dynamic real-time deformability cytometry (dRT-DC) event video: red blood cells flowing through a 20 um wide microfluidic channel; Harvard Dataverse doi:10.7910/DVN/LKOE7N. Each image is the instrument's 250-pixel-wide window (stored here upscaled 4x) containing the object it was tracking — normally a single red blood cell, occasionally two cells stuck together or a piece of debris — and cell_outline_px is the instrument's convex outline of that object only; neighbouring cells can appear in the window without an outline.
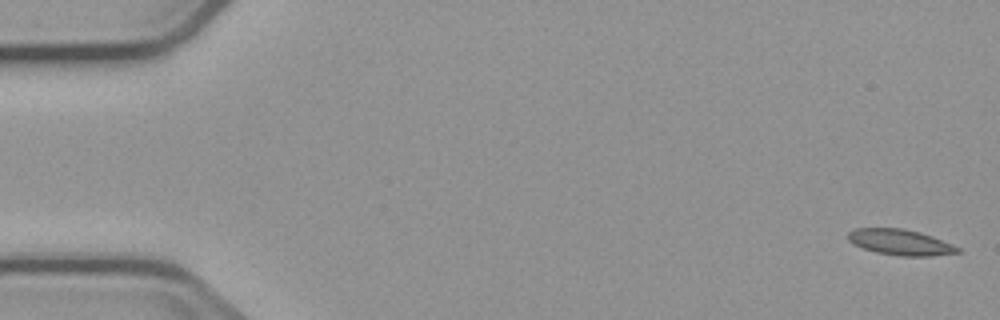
{"species": "common noctule bat (a hibernating species)", "species_latin": "Nyctalus noctula", "temperature_condition": "cold", "stored_images_in_passage": 6, "camera_frame_rate_fps": 3000, "um_per_image_px": 0.085, "animal": {"sex": "male", "body_mass_g": 23.1, "forearm_length_mm": 52.7}, "frame": {"image": 1, "passage_image": 1, "time_ms": 0.0, "image_size_px": [1000, 320], "cell_outline_px": [[960, 252], [932, 256], [900, 256], [876, 252], [864, 248], [848, 240], [848, 232], [856, 228], [900, 228], [920, 232], [932, 236], [952, 244], [960, 248]], "centroid_in_image_um": [76.55, 20.59], "position_along_channel_um": 8.5, "area_um2": 16.3}}
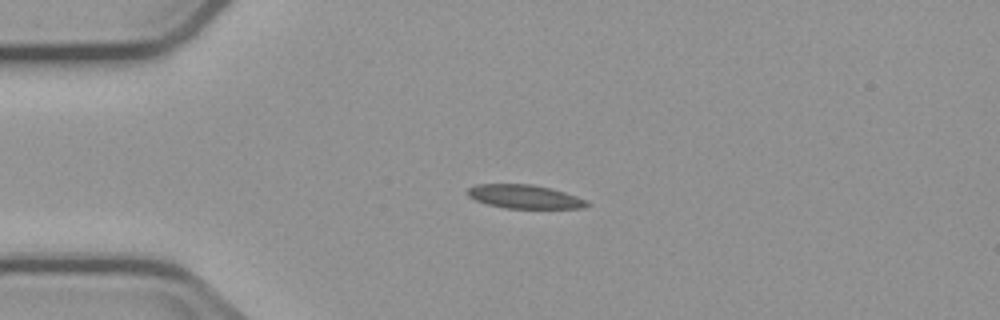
{"frame": {"image": 2, "passage_image": 4, "time_ms": 4.0, "image_size_px": [1000, 320], "cell_outline_px": [[592, 204], [584, 208], [504, 208], [488, 204], [476, 200], [468, 196], [468, 188], [476, 184], [532, 184], [564, 192], [588, 200]], "centroid_in_image_um": [44.62, 16.72], "position_along_channel_um": 40.4, "area_um2": 16.42}}
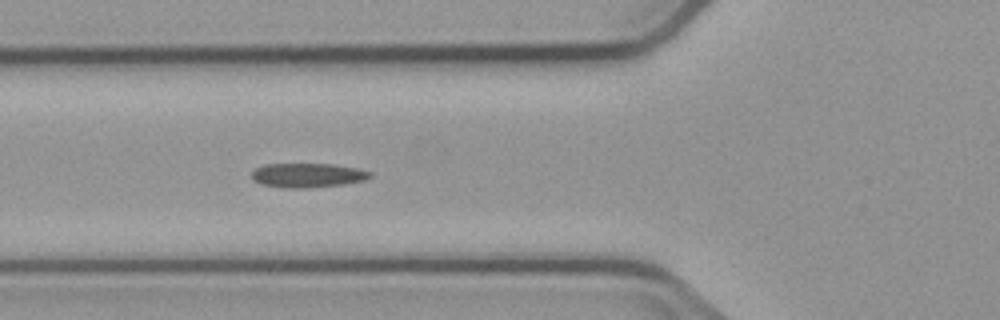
{"frame": {"image": 3, "passage_image": 6, "time_ms": 6.333, "image_size_px": [1000, 320], "cell_outline_px": [[372, 176], [364, 180], [344, 184], [308, 188], [284, 188], [260, 184], [252, 180], [252, 172], [256, 168], [264, 164], [332, 164], [356, 168], [372, 172]], "centroid_in_image_um": [26.12, 14.9], "position_along_channel_um": 99.7, "area_um2": 16.82}}